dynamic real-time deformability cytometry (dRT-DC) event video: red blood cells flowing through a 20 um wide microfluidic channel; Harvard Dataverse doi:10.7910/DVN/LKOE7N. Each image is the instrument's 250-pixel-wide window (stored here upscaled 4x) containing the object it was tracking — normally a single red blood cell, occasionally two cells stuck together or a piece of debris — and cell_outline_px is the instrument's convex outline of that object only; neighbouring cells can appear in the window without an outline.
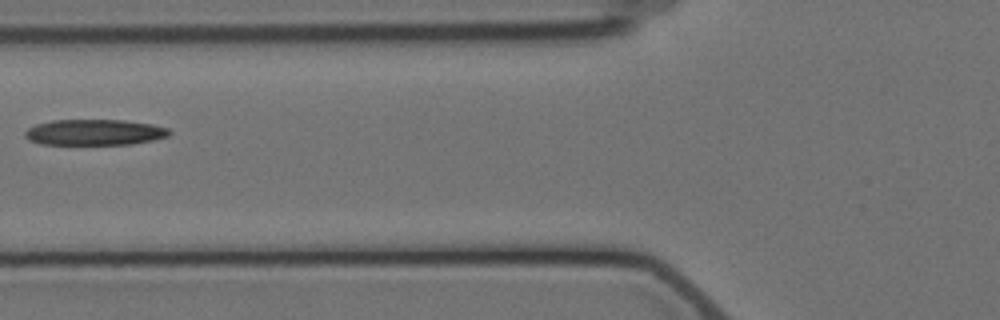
{"species": "Egyptian fruit bat (a non-hibernating species)", "species_latin": "Rousettus aegyptiacus", "temperature_condition": "cold", "stored_images_in_passage": 6, "camera_frame_rate_fps": 3000, "um_per_image_px": 0.085, "animal": {"sex": "female"}, "frame": {"image": 1, "passage_image": 6, "time_ms": 6.667, "image_size_px": [1000, 320], "cell_outline_px": [[172, 132], [168, 136], [152, 140], [132, 144], [40, 144], [28, 140], [24, 136], [24, 132], [28, 128], [36, 124], [52, 120], [124, 120], [152, 124], [168, 128]], "centroid_in_image_um": [8.02, 11.24], "position_along_channel_um": 117.8, "area_um2": 21.79}}